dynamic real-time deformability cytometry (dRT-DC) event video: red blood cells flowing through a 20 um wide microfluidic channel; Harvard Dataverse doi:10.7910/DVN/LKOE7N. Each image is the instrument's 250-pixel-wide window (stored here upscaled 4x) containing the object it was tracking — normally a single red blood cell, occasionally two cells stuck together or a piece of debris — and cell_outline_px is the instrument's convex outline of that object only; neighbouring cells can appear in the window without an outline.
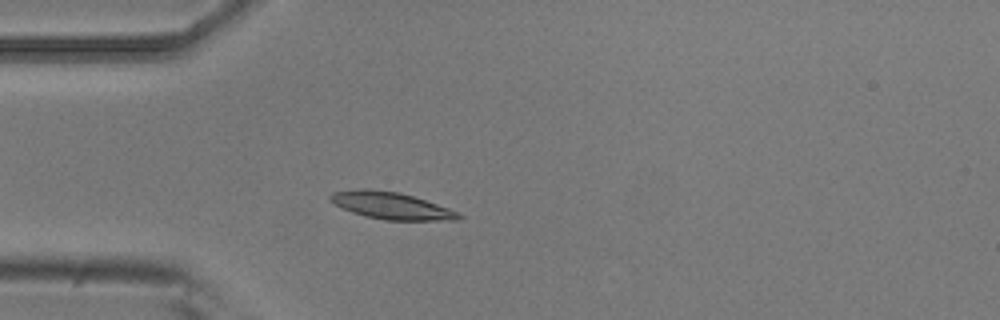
{"species": "common noctule bat (a hibernating species)", "species_latin": "Nyctalus noctula", "temperature_condition": "room temperature", "stored_images_in_passage": 4, "camera_frame_rate_fps": 3000, "um_per_image_px": 0.085, "animal": {"sex": "male", "body_mass_g": 20.5, "forearm_length_mm": 52.5}, "frame": {"image": 1, "passage_image": 4, "time_ms": 1.0, "image_size_px": [1000, 320], "cell_outline_px": [[464, 216], [456, 220], [384, 220], [364, 216], [352, 212], [328, 200], [328, 196], [332, 192], [360, 188], [368, 188], [400, 192], [448, 208]], "centroid_in_image_um": [33.2, 17.47], "position_along_channel_um": 51.8, "area_um2": 20.11}}